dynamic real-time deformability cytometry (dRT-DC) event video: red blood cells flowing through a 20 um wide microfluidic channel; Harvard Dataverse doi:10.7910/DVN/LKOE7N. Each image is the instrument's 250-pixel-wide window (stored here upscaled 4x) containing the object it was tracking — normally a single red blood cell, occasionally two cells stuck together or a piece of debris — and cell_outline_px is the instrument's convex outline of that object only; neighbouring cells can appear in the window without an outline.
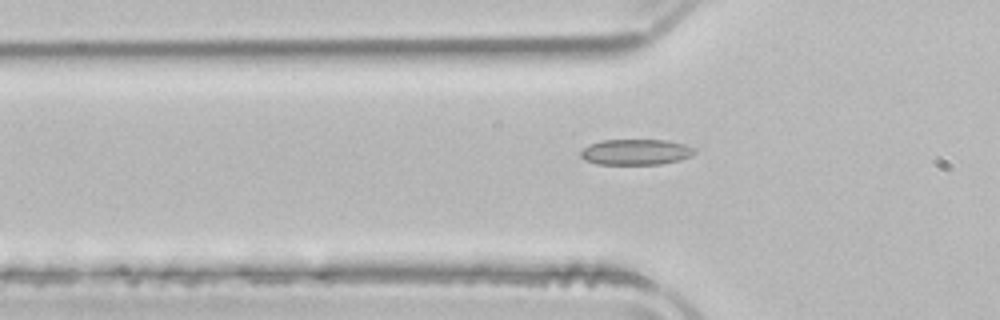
{"species": "common noctule bat (a hibernating species)", "species_latin": "Nyctalus noctula", "temperature_condition": "room temperature", "stored_images_in_passage": 39, "camera_frame_rate_fps": 3000, "um_per_image_px": 0.085, "animal": {"sex": "male", "body_mass_g": 21.5, "forearm_length_mm": 52.0}, "frame": {"image": 1, "passage_image": 3, "time_ms": 0.667, "image_size_px": [1000, 320], "cell_outline_px": [[696, 152], [692, 156], [660, 164], [596, 164], [584, 160], [580, 156], [580, 152], [588, 144], [600, 140], [668, 140], [684, 144], [696, 148]], "centroid_in_image_um": [54.02, 12.91], "position_along_channel_um": 71.8, "area_um2": 17.17}}
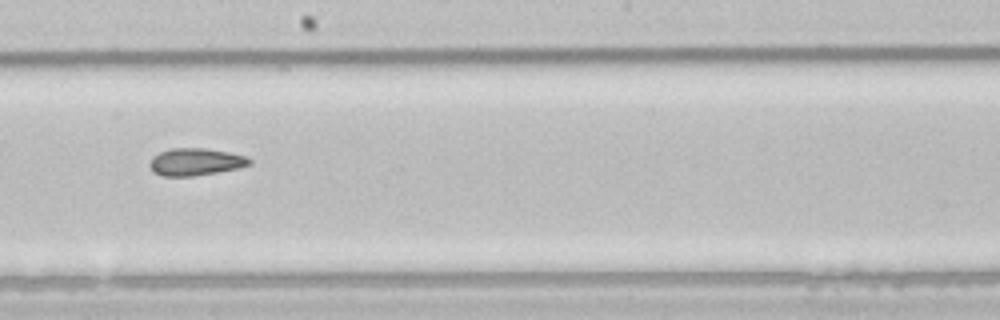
{"frame": {"image": 2, "passage_image": 15, "time_ms": 4.667, "image_size_px": [1000, 320], "cell_outline_px": [[252, 164], [240, 168], [192, 176], [160, 176], [152, 172], [148, 164], [152, 156], [160, 152], [172, 148], [204, 148], [228, 152], [248, 156], [252, 160]], "centroid_in_image_um": [16.61, 13.76], "position_along_channel_um": 231.6, "area_um2": 16.07}}
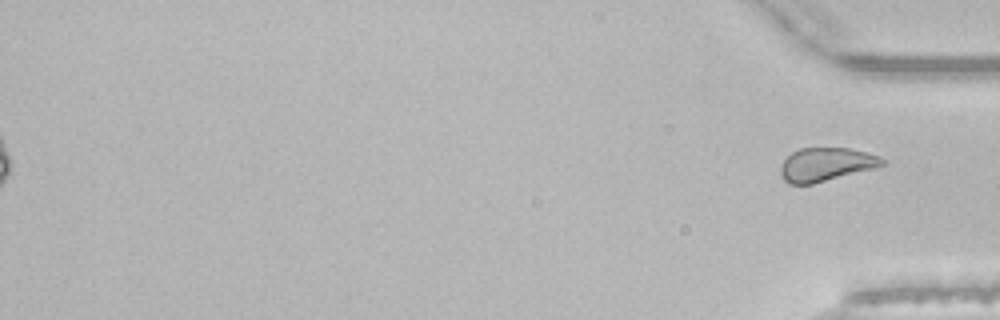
{"frame": {"image": 3, "passage_image": 39, "time_ms": 12.667, "image_size_px": [1000, 320], "cell_outline_px": [[888, 164], [812, 184], [788, 184], [780, 176], [780, 164], [792, 152], [800, 148], [848, 148], [880, 156], [888, 160]], "centroid_in_image_um": [70.21, 13.98], "position_along_channel_um": 365.0, "area_um2": 19.88}, "authors_computed_cell_mechanics": {"area_um2": 16.2418, "velocity_mm_per_s": 3.9743, "shape_relaxation_time_tau1_ms": null, "shape_relaxation_time_tau2_ms": 3.1124, "deformation_change_tau1": null, "deformation_change_tau2": 0.0763}}